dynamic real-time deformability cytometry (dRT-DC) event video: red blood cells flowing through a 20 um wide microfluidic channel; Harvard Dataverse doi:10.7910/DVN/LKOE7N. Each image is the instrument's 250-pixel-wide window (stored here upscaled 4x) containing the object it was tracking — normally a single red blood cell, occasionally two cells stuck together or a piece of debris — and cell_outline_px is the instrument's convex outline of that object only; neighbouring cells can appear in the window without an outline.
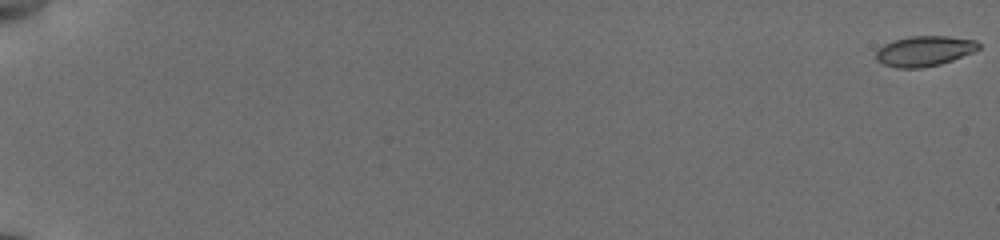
{"species": "common noctule bat (a hibernating species)", "species_latin": "Nyctalus noctula", "temperature_condition": "cold", "stored_images_in_passage": 57, "camera_frame_rate_fps": 3000, "um_per_image_px": 0.085, "animal": {"sex": "female", "body_mass_g": 19.5, "forearm_length_mm": 54.1}, "frame": {"image": 1, "passage_image": 1, "time_ms": 0.0, "image_size_px": [1000, 240], "cell_outline_px": [[980, 48], [972, 52], [952, 60], [940, 64], [920, 68], [896, 68], [884, 64], [876, 60], [876, 52], [884, 44], [892, 40], [908, 36], [944, 36], [976, 40], [980, 44]], "centroid_in_image_um": [78.55, 4.33], "position_along_channel_um": 6.4, "area_um2": 18.03}}
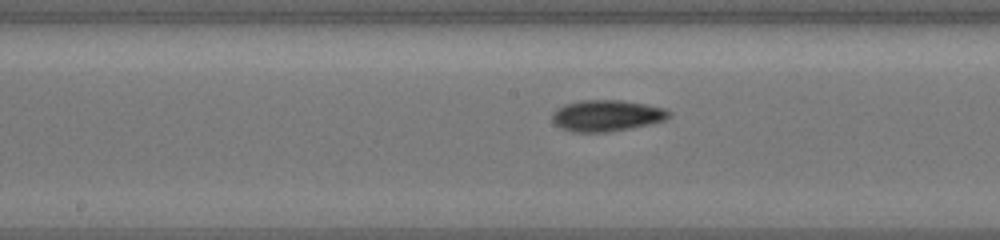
{"frame": {"image": 2, "passage_image": 33, "time_ms": 10.667, "image_size_px": [1000, 240], "cell_outline_px": [[672, 116], [664, 120], [648, 124], [608, 132], [572, 132], [560, 128], [552, 120], [552, 112], [556, 108], [564, 104], [580, 100], [624, 100], [648, 104], [668, 108], [672, 112]], "centroid_in_image_um": [51.58, 9.81], "position_along_channel_um": 196.6, "area_um2": 21.62}}
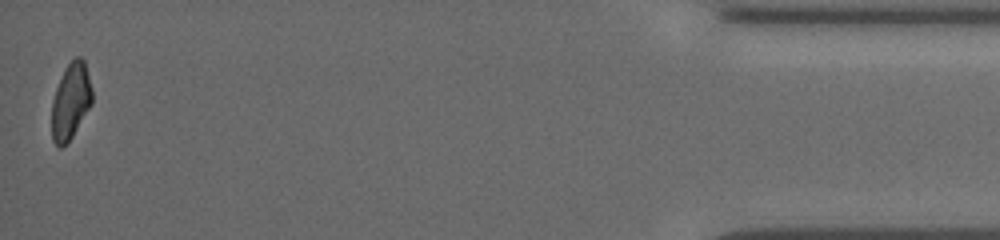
{"frame": {"image": 3, "passage_image": 57, "time_ms": 18.667, "image_size_px": [1000, 240], "cell_outline_px": [[92, 104], [72, 136], [60, 148], [52, 140], [52, 100], [56, 88], [68, 64], [76, 56], [80, 56], [84, 60], [92, 88]], "centroid_in_image_um": [6.02, 8.59], "position_along_channel_um": 429.2, "area_um2": 17.63}, "authors_computed_cell_mechanics": {"area_um2": 18.9006, "velocity_mm_per_s": 3.8309, "shape_relaxation_time_tau1_ms": 2.8443, "shape_relaxation_time_tau2_ms": 3.2532, "deformation_change_tau1": 0.1275, "deformation_change_tau2": 0.081}}